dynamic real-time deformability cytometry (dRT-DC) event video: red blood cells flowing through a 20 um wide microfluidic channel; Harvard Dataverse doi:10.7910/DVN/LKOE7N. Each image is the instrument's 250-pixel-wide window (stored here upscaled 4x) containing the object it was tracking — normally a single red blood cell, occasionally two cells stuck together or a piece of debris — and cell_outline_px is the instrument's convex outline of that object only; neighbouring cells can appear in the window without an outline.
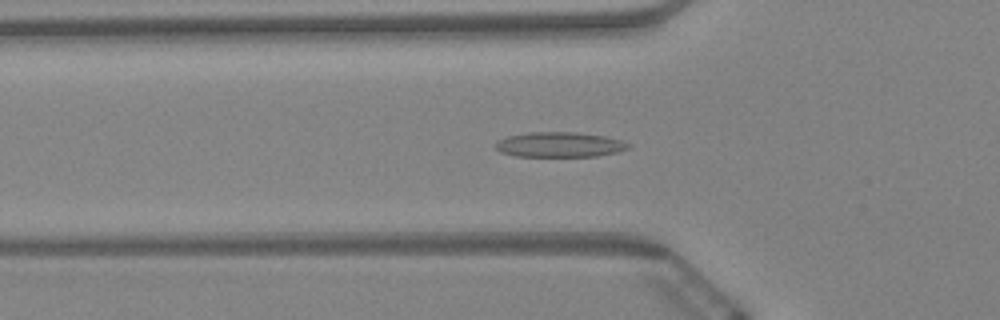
{"species": "Egyptian fruit bat (a non-hibernating species)", "species_latin": "Rousettus aegyptiacus", "temperature_condition": "warm", "stored_images_in_passage": 61, "camera_frame_rate_fps": 3000, "um_per_image_px": 0.085, "animal": {"sex": "female"}, "frame": {"image": 1, "passage_image": 21, "time_ms": 6.667, "image_size_px": [1000, 320], "cell_outline_px": [[632, 144], [628, 148], [616, 152], [596, 156], [516, 156], [500, 152], [496, 148], [496, 140], [508, 136], [528, 132], [576, 132], [604, 136], [624, 140]], "centroid_in_image_um": [47.57, 12.28], "position_along_channel_um": 78.2, "area_um2": 19.42}}
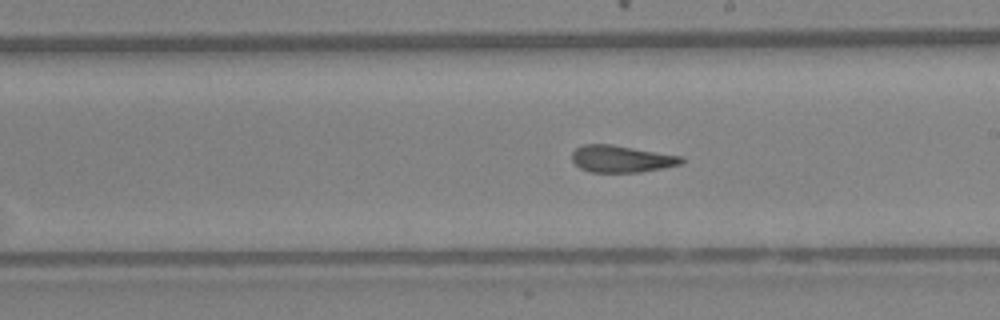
{"frame": {"image": 2, "passage_image": 35, "time_ms": 11.333, "image_size_px": [1000, 320], "cell_outline_px": [[684, 160], [680, 164], [664, 168], [640, 172], [588, 172], [580, 168], [572, 160], [572, 152], [576, 148], [584, 144], [612, 144], [684, 156]], "centroid_in_image_um": [52.83, 13.5], "position_along_channel_um": 236.2, "area_um2": 17.34}}
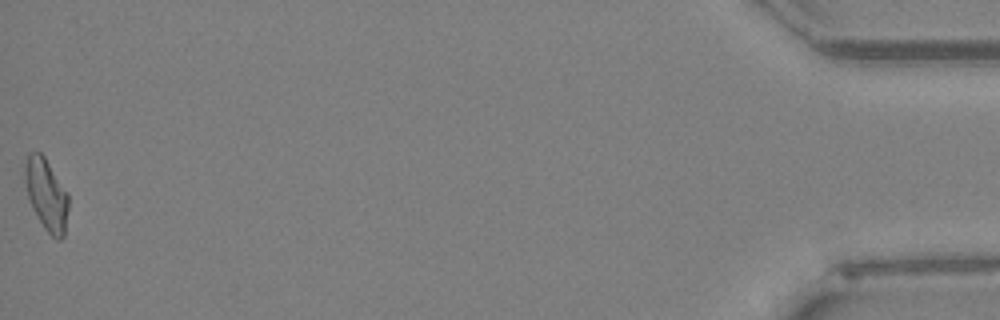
{"frame": {"image": 3, "passage_image": 61, "time_ms": 20.0, "image_size_px": [1000, 320], "cell_outline_px": [[68, 208], [64, 236], [60, 240], [56, 240], [44, 228], [36, 216], [28, 200], [24, 180], [24, 164], [28, 152], [40, 152], [44, 156], [68, 192]], "centroid_in_image_um": [3.92, 16.53], "position_along_channel_um": 431.3, "area_um2": 18.5}, "authors_computed_cell_mechanics": {"area_um2": 18.1492, "velocity_mm_per_s": 3.3908, "shape_relaxation_time_tau1_ms": null, "shape_relaxation_time_tau2_ms": 2.2268, "deformation_change_tau1": null, "deformation_change_tau2": 0.093}}